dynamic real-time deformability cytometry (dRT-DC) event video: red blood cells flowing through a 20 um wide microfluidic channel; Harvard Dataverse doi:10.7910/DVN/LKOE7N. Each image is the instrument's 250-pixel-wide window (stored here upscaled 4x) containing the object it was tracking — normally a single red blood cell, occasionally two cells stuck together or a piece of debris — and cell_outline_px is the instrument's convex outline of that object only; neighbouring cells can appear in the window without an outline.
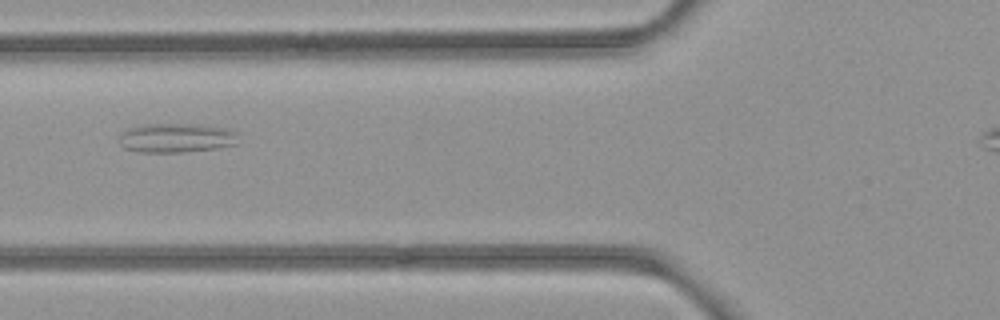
{"species": "common noctule bat (a hibernating species)", "species_latin": "Nyctalus noctula", "temperature_condition": "room temperature", "stored_images_in_passage": 2, "camera_frame_rate_fps": 3000, "um_per_image_px": 0.085, "animal": {"sex": "female", "body_mass_g": 21.9}, "frame": {"image": 1, "passage_image": 2, "time_ms": 0.333, "image_size_px": [1000, 320], "cell_outline_px": [[236, 144], [216, 148], [180, 152], [140, 152], [124, 148], [120, 144], [120, 136], [128, 128], [140, 124], [188, 124], [224, 128], [236, 132]], "centroid_in_image_um": [14.93, 11.72], "position_along_channel_um": 110.9, "area_um2": 20.0}}